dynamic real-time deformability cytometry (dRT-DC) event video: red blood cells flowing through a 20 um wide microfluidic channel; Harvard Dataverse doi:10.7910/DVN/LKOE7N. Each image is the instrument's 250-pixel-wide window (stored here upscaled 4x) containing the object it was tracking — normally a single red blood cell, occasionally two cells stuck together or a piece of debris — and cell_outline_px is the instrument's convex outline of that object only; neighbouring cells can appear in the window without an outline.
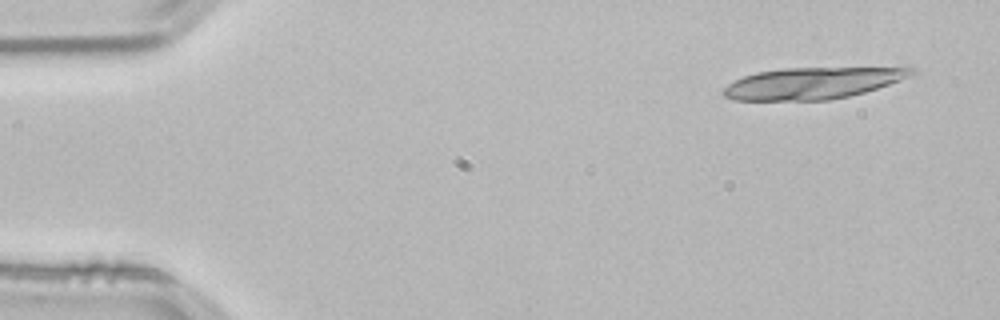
{"species": "common noctule bat (a hibernating species)", "species_latin": "Nyctalus noctula", "temperature_condition": "room temperature", "stored_images_in_passage": 17, "camera_frame_rate_fps": 3000, "um_per_image_px": 0.085, "animal": {"sex": "male", "body_mass_g": 21.5, "forearm_length_mm": 52.0}, "frame": {"image": 1, "passage_image": 3, "time_ms": 0.667, "image_size_px": [1000, 320], "cell_outline_px": [[916, 72], [900, 80], [864, 92], [848, 96], [828, 100], [736, 100], [724, 96], [720, 92], [728, 84], [744, 76], [756, 72], [784, 68], [916, 68]], "centroid_in_image_um": [69.0, 7.07], "position_along_channel_um": 16.0, "area_um2": 34.1}}